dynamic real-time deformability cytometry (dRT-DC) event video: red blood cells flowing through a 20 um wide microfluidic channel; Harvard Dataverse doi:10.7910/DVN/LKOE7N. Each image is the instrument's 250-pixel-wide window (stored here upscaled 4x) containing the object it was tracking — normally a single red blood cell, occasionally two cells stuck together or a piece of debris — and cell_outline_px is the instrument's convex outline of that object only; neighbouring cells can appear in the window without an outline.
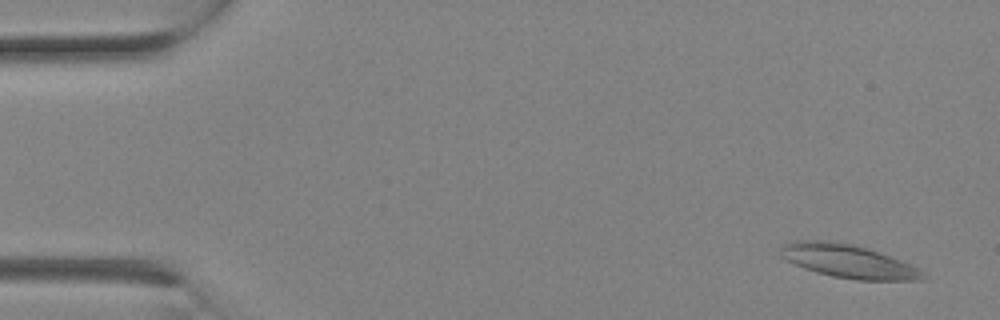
{"species": "Egyptian fruit bat (a non-hibernating species)", "species_latin": "Rousettus aegyptiacus", "temperature_condition": "room temperature", "stored_images_in_passage": 2, "camera_frame_rate_fps": 3000, "um_per_image_px": 0.085, "animal": {"sex": "female"}, "frame": {"image": 1, "passage_image": 1, "time_ms": 0.0, "image_size_px": [1000, 320], "cell_outline_px": [[924, 280], [856, 280], [832, 276], [816, 272], [804, 268], [780, 256], [780, 248], [784, 244], [792, 240], [832, 240], [852, 244], [868, 248], [900, 260], [916, 268], [924, 276]], "centroid_in_image_um": [72.03, 22.19], "position_along_channel_um": 13.0, "area_um2": 27.46}}